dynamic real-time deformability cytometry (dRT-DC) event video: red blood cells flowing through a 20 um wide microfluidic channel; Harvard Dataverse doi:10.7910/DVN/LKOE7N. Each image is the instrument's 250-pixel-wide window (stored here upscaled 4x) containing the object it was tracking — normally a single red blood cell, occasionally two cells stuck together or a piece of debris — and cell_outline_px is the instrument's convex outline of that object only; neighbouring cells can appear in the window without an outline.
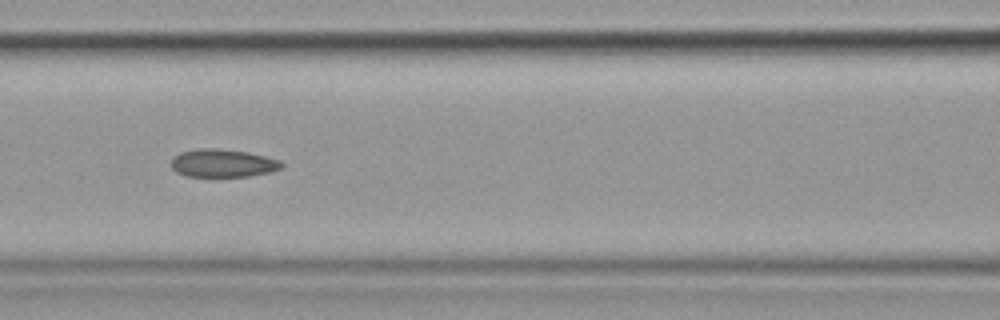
{"species": "common noctule bat (a hibernating species)", "species_latin": "Nyctalus noctula", "temperature_condition": "cold", "stored_images_in_passage": 16, "camera_frame_rate_fps": 3000, "um_per_image_px": 0.085, "animal": {"sex": "female", "body_mass_g": 19.9}, "frame": {"image": 1, "passage_image": 10, "time_ms": 3.0, "image_size_px": [1000, 320], "cell_outline_px": [[284, 164], [280, 168], [272, 172], [248, 176], [184, 176], [176, 172], [172, 168], [172, 160], [180, 152], [200, 148], [216, 148], [248, 152], [280, 160]], "centroid_in_image_um": [18.95, 13.87], "position_along_channel_um": 147.7, "area_um2": 17.92}}